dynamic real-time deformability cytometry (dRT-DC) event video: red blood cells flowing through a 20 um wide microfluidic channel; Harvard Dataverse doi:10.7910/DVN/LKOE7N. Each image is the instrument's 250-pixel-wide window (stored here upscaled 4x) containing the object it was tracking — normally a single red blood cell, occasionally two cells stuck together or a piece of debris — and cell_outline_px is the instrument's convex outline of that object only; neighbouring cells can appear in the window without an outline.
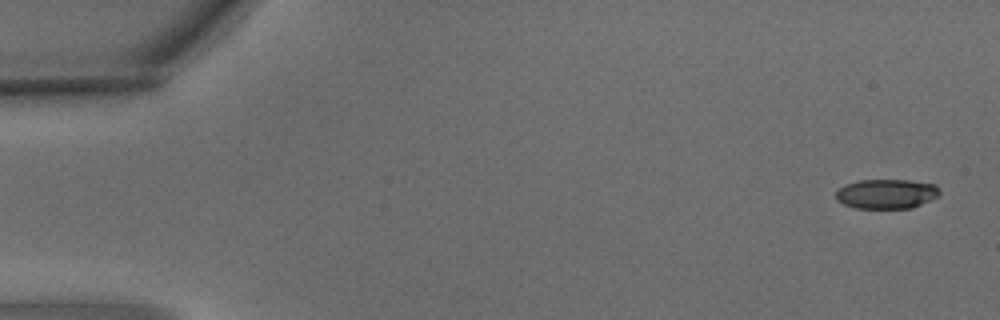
{"species": "common noctule bat (a hibernating species)", "species_latin": "Nyctalus noctula", "temperature_condition": "warm", "stored_images_in_passage": 3, "camera_frame_rate_fps": 3000, "um_per_image_px": 0.085, "animal": {"sex": "male", "body_mass_g": 15.6}, "frame": {"image": 1, "passage_image": 1, "time_ms": 0.0, "image_size_px": [1000, 320], "cell_outline_px": [[940, 192], [936, 196], [912, 208], [856, 208], [844, 204], [836, 200], [836, 192], [844, 184], [860, 180], [908, 180], [936, 184]], "centroid_in_image_um": [75.32, 16.47], "position_along_channel_um": 9.7, "area_um2": 17.74}}